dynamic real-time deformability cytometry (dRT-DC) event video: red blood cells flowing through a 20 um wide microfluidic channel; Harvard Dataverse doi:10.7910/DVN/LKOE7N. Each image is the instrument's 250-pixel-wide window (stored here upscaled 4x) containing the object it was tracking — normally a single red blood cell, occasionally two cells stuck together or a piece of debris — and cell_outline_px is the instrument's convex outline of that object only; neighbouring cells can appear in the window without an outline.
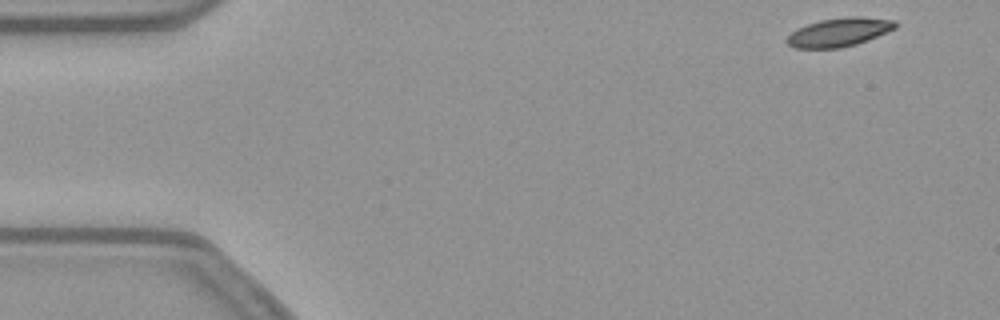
{"species": "common noctule bat (a hibernating species)", "species_latin": "Nyctalus noctula", "temperature_condition": "warm", "stored_images_in_passage": 51, "camera_frame_rate_fps": 3000, "um_per_image_px": 0.085, "animal": {"sex": "female", "body_mass_g": 21.9}, "frame": {"image": 1, "passage_image": 1, "time_ms": 0.0, "image_size_px": [1000, 320], "cell_outline_px": [[896, 28], [868, 40], [856, 44], [840, 48], [792, 48], [784, 40], [796, 28], [820, 20], [848, 16], [860, 16], [896, 20]], "centroid_in_image_um": [71.31, 2.73], "position_along_channel_um": 13.7, "area_um2": 18.21}}
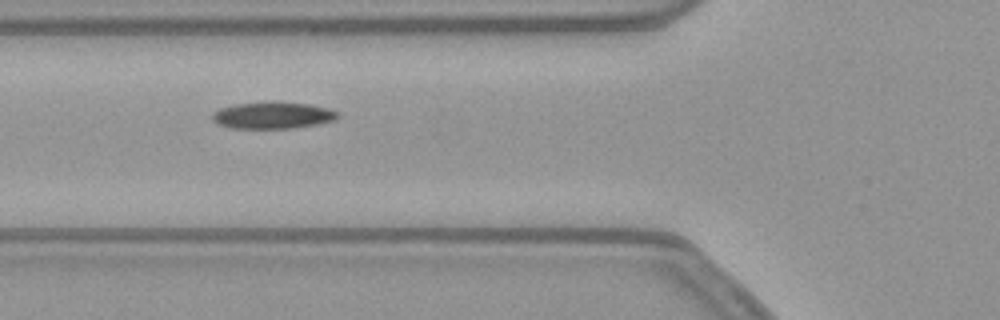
{"frame": {"image": 2, "passage_image": 17, "time_ms": 5.333, "image_size_px": [1000, 320], "cell_outline_px": [[340, 116], [336, 120], [316, 124], [292, 128], [232, 128], [220, 124], [212, 120], [212, 112], [220, 108], [232, 104], [308, 104], [328, 108], [336, 112]], "centroid_in_image_um": [23.17, 9.84], "position_along_channel_um": 102.6, "area_um2": 18.73}}
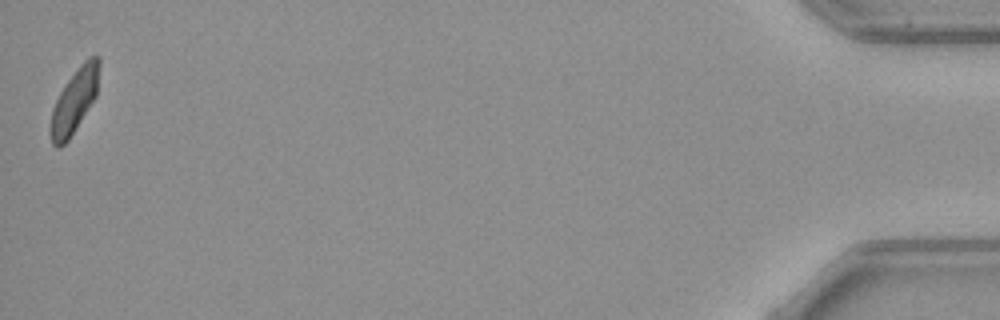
{"frame": {"image": 3, "passage_image": 51, "time_ms": 16.667, "image_size_px": [1000, 320], "cell_outline_px": [[100, 64], [96, 96], [68, 140], [60, 148], [56, 148], [52, 144], [48, 128], [52, 108], [60, 92], [68, 80], [80, 64], [88, 56], [100, 56]], "centroid_in_image_um": [6.3, 8.58], "position_along_channel_um": 428.9, "area_um2": 18.21}, "authors_computed_cell_mechanics": {"area_um2": 19.0162, "velocity_mm_per_s": 3.7863, "shape_relaxation_time_tau1_ms": 7.4444, "shape_relaxation_time_tau2_ms": 3.9918, "deformation_change_tau1": 0.1638, "deformation_change_tau2": 0.0991}}